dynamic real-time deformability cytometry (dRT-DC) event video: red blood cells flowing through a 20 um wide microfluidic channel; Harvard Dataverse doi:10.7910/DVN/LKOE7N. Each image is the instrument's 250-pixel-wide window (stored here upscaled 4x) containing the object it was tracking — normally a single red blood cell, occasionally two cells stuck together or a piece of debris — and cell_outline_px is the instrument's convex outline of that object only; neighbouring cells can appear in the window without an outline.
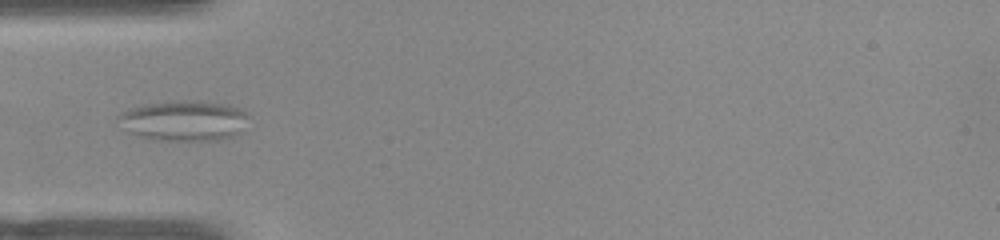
{"species": "common noctule bat (a hibernating species)", "species_latin": "Nyctalus noctula", "temperature_condition": "warm", "stored_images_in_passage": 38, "camera_frame_rate_fps": 3000, "um_per_image_px": 0.085, "animal": {"sex": "female", "body_mass_g": 22.0, "forearm_length_mm": 56.7}, "frame": {"image": 1, "passage_image": 2, "time_ms": 0.333, "image_size_px": [1000, 240], "cell_outline_px": [[248, 116], [240, 132], [232, 136], [220, 140], [152, 140], [136, 136], [128, 132], [116, 120], [116, 116], [128, 108], [144, 104], [172, 100], [200, 100], [228, 104], [240, 108]], "centroid_in_image_um": [15.57, 10.24], "position_along_channel_um": 69.4, "area_um2": 31.15}}
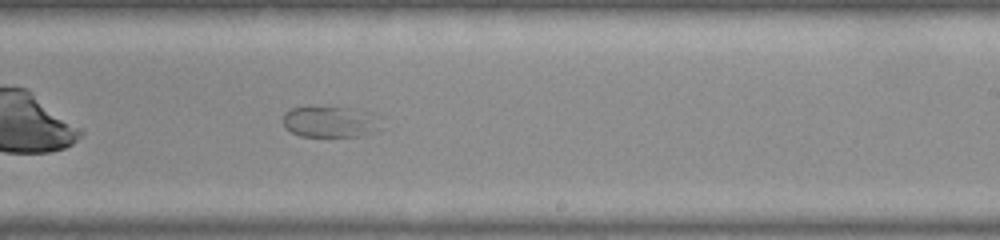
{"frame": {"image": 2, "passage_image": 17, "time_ms": 5.333, "image_size_px": [1000, 240], "cell_outline_px": [[388, 128], [360, 136], [300, 136], [292, 132], [284, 124], [284, 112], [292, 108], [352, 108], [380, 116]], "centroid_in_image_um": [28.23, 10.37], "position_along_channel_um": 260.8, "area_um2": 17.92}}
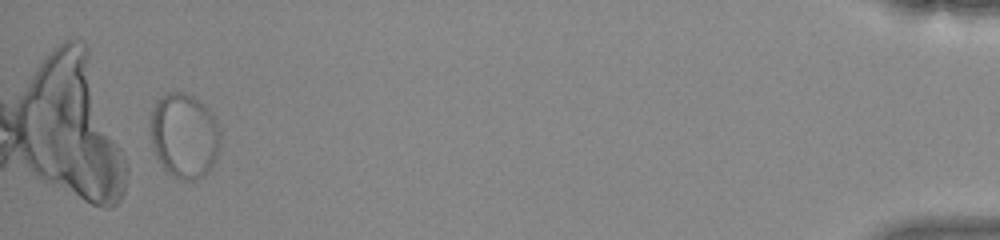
{"frame": {"image": 3, "passage_image": 36, "time_ms": 11.667, "image_size_px": [1000, 240], "cell_outline_px": [[220, 144], [216, 160], [212, 168], [204, 176], [196, 180], [176, 180], [160, 164], [152, 144], [152, 112], [156, 100], [160, 96], [168, 92], [184, 92], [192, 96], [208, 108], [216, 116], [220, 132]], "centroid_in_image_um": [15.7, 11.55], "position_along_channel_um": 419.5, "area_um2": 34.91}}